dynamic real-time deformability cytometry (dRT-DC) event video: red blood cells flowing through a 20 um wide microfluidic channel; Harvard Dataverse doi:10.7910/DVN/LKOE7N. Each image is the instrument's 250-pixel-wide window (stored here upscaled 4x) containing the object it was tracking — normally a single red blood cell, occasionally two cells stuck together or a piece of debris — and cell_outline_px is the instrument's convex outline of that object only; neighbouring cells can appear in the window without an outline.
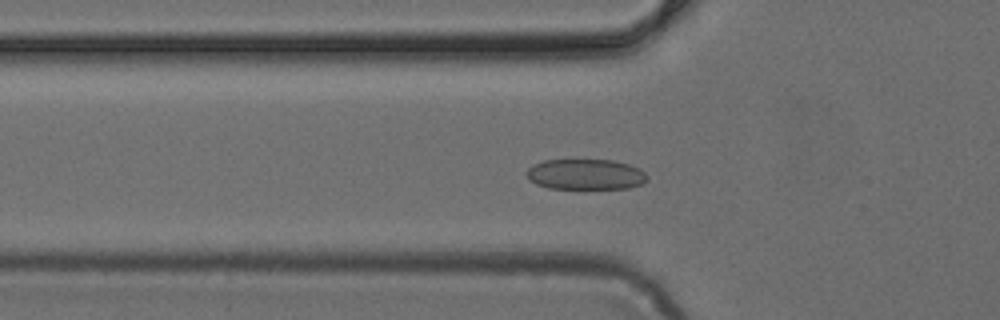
{"species": "common noctule bat (a hibernating species)", "species_latin": "Nyctalus noctula", "temperature_condition": "cold", "stored_images_in_passage": 49, "camera_frame_rate_fps": 3000, "um_per_image_px": 0.085, "animal": {"sex": "female", "body_mass_g": 24.6, "forearm_length_mm": 56.2}, "frame": {"image": 1, "passage_image": 17, "time_ms": 5.333, "image_size_px": [1000, 320], "cell_outline_px": [[648, 180], [640, 184], [628, 188], [548, 188], [536, 184], [528, 180], [524, 172], [532, 164], [544, 160], [612, 160], [628, 164], [640, 168], [648, 176]], "centroid_in_image_um": [49.73, 14.81], "position_along_channel_um": 76.1, "area_um2": 21.62}}
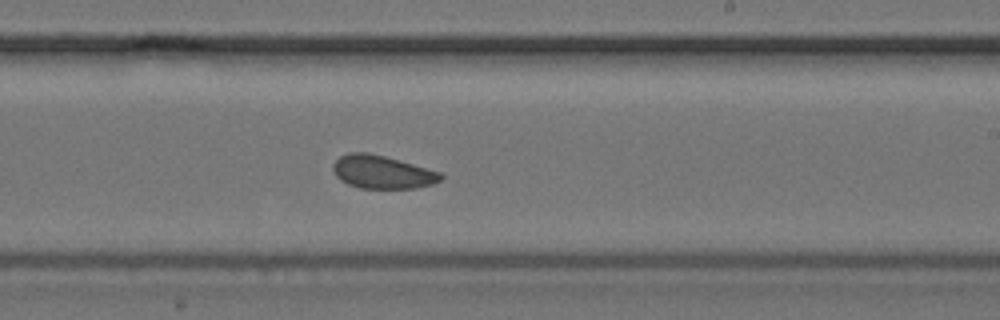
{"frame": {"image": 2, "passage_image": 30, "time_ms": 9.667, "image_size_px": [1000, 320], "cell_outline_px": [[444, 176], [440, 180], [432, 184], [416, 188], [360, 188], [348, 184], [340, 180], [336, 176], [332, 168], [332, 164], [340, 156], [348, 152], [368, 152], [400, 160], [440, 172]], "centroid_in_image_um": [32.46, 14.62], "position_along_channel_um": 256.5, "area_um2": 20.81}}
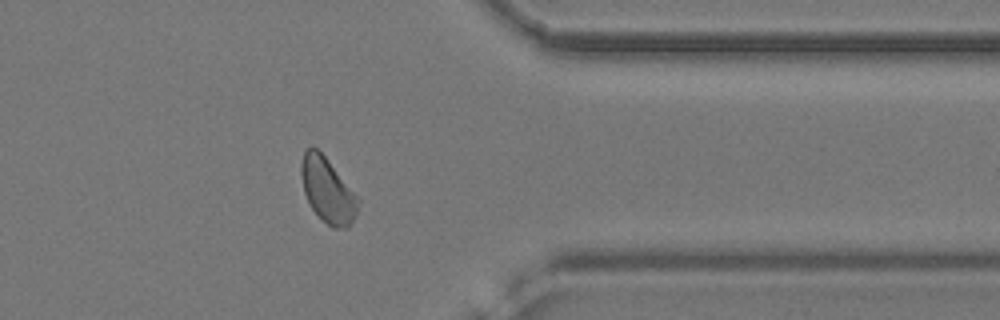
{"frame": {"image": 3, "passage_image": 40, "time_ms": 13.0, "image_size_px": [1000, 320], "cell_outline_px": [[360, 204], [356, 216], [348, 228], [332, 228], [308, 204], [304, 192], [300, 172], [300, 164], [304, 152], [308, 148], [316, 148], [324, 156], [360, 200]], "centroid_in_image_um": [27.84, 16.21], "position_along_channel_um": 383.6, "area_um2": 21.15}}